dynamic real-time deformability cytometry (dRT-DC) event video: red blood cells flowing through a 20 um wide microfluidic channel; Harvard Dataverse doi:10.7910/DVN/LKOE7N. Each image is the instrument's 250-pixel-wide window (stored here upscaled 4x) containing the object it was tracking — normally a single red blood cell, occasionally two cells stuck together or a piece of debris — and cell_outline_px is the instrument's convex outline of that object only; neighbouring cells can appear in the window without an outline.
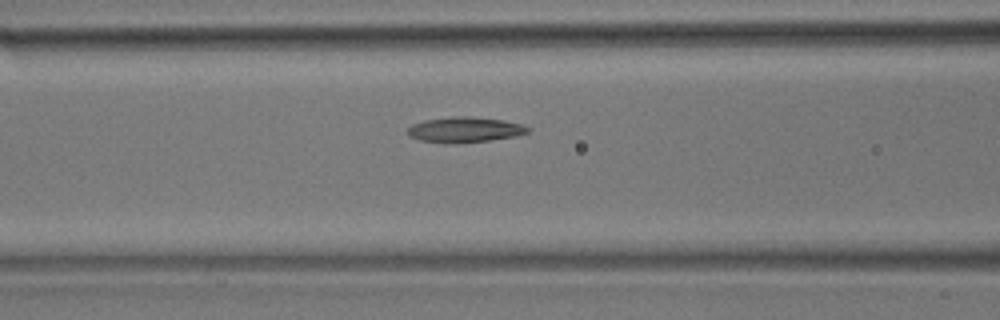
{"species": "common noctule bat (a hibernating species)", "species_latin": "Nyctalus noctula", "temperature_condition": "room temperature", "stored_images_in_passage": 23, "camera_frame_rate_fps": 3000, "um_per_image_px": 0.085, "animal": {"sex": "male", "body_mass_g": 17.9}, "frame": {"image": 1, "passage_image": 5, "time_ms": 1.333, "image_size_px": [1000, 320], "cell_outline_px": [[532, 132], [516, 136], [488, 140], [456, 144], [444, 144], [420, 140], [408, 136], [404, 132], [412, 124], [424, 120], [452, 116], [472, 116], [504, 120], [524, 124], [532, 128]], "centroid_in_image_um": [39.51, 11.03], "position_along_channel_um": 127.1, "area_um2": 18.38}}
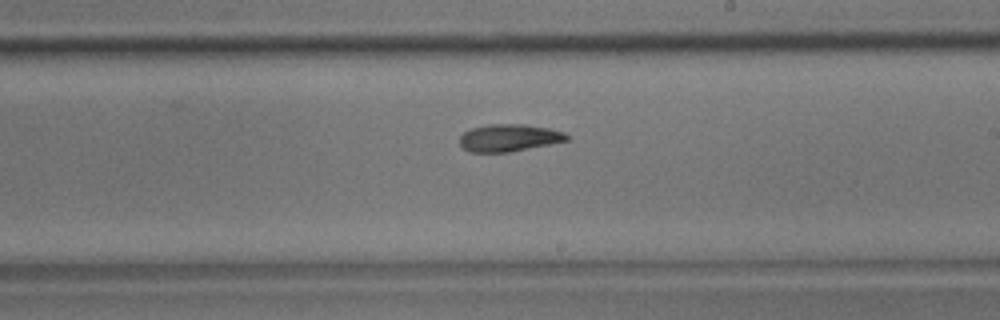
{"frame": {"image": 2, "passage_image": 13, "time_ms": 4.0, "image_size_px": [1000, 320], "cell_outline_px": [[568, 140], [508, 152], [468, 152], [460, 144], [460, 136], [464, 132], [472, 128], [488, 124], [528, 124], [548, 128], [564, 132], [568, 136]], "centroid_in_image_um": [43.24, 11.7], "position_along_channel_um": 245.8, "area_um2": 16.88}}
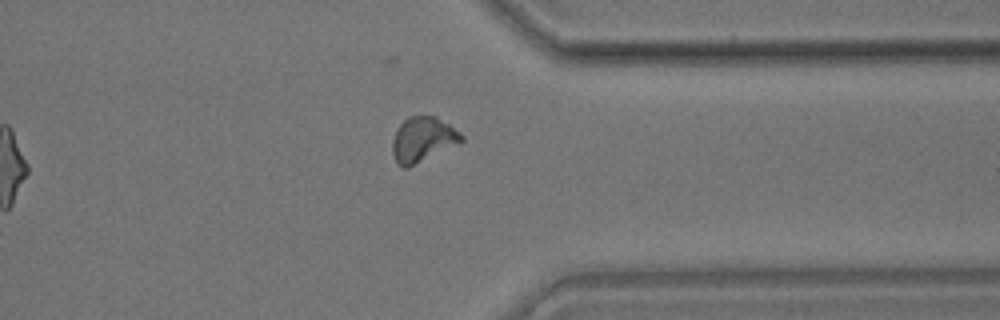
{"frame": {"image": 3, "passage_image": 22, "time_ms": 7.0, "image_size_px": [1000, 320], "cell_outline_px": [[464, 140], [460, 144], [408, 168], [404, 168], [396, 164], [392, 152], [392, 144], [396, 132], [400, 124], [408, 116], [436, 116], [460, 132], [464, 136]], "centroid_in_image_um": [35.96, 11.88], "position_along_channel_um": 375.4, "area_um2": 18.26}}